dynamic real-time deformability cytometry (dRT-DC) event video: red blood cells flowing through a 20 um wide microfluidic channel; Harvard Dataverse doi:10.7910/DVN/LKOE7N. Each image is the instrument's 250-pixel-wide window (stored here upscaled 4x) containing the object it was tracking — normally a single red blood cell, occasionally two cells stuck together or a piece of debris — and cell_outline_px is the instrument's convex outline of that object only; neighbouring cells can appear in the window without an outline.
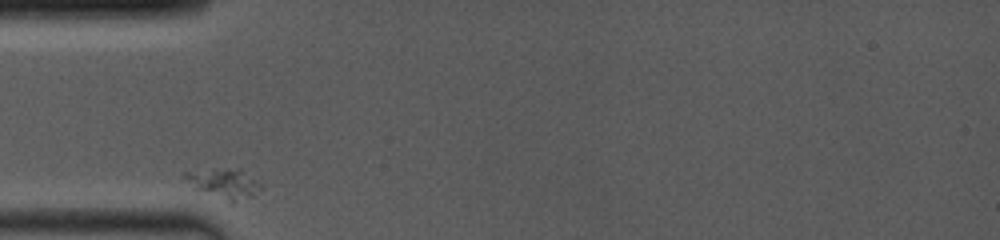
{"species": "common noctule bat (a hibernating species)", "species_latin": "Nyctalus noctula", "temperature_condition": "room temperature", "stored_images_in_passage": 24, "camera_frame_rate_fps": 4000, "um_per_image_px": 0.085, "animal": {"sex": "female", "body_mass_g": 19.0, "forearm_length_mm": 53.3}, "frame": {"image": 1, "passage_image": 1, "time_ms": 0.0, "image_size_px": [1000, 240], "cell_outline_px": [[264, 188], [252, 196], [232, 204], [228, 204], [196, 188], [184, 176], [184, 172], [212, 168], [240, 168], [260, 184]], "centroid_in_image_um": [19.09, 15.61], "position_along_channel_um": 65.9, "area_um2": 13.35}}
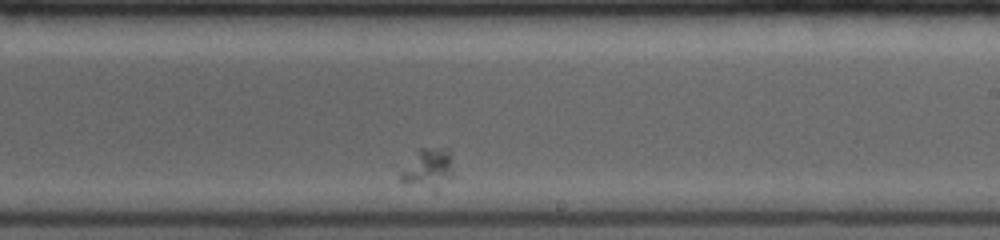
{"frame": {"image": 2, "passage_image": 14, "time_ms": 5.5, "image_size_px": [1000, 240], "cell_outline_px": [[452, 176], [444, 180], [400, 180], [400, 168], [420, 148], [448, 148], [452, 160]], "centroid_in_image_um": [36.38, 14.05], "position_along_channel_um": 252.6, "area_um2": 10.29}}
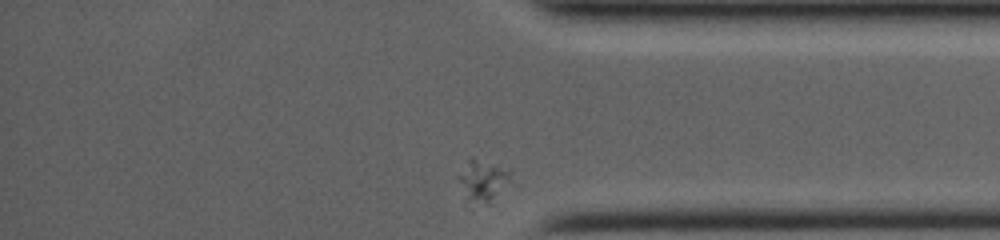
{"frame": {"image": 3, "passage_image": 24, "time_ms": 9.5, "image_size_px": [1000, 240], "cell_outline_px": [[516, 184], [492, 204], [488, 204], [472, 196], [456, 176], [468, 156], [472, 156], [512, 172]], "centroid_in_image_um": [41.24, 15.28], "position_along_channel_um": 394.0, "area_um2": 12.72}}